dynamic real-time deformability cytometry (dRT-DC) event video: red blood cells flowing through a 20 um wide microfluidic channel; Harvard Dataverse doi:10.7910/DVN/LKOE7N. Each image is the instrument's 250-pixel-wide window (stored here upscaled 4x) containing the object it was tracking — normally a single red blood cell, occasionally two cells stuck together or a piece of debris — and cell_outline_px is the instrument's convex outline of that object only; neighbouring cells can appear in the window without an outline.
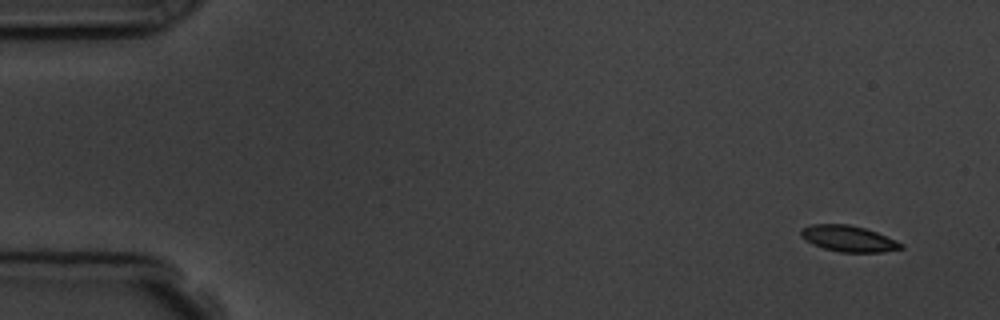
{"species": "common noctule bat (a hibernating species)", "species_latin": "Nyctalus noctula", "temperature_condition": "room temperature", "stored_images_in_passage": 4, "camera_frame_rate_fps": 3000, "um_per_image_px": 0.085, "animal": {"sex": "male", "body_mass_g": 19.5, "forearm_length_mm": 54.6}, "frame": {"image": 1, "passage_image": 1, "time_ms": 0.0, "image_size_px": [1000, 320], "cell_outline_px": [[904, 248], [880, 252], [840, 252], [824, 248], [812, 244], [804, 240], [800, 236], [800, 228], [812, 224], [848, 224], [864, 228], [876, 232], [896, 240], [904, 244]], "centroid_in_image_um": [72.09, 20.28], "position_along_channel_um": 12.9, "area_um2": 15.26}}